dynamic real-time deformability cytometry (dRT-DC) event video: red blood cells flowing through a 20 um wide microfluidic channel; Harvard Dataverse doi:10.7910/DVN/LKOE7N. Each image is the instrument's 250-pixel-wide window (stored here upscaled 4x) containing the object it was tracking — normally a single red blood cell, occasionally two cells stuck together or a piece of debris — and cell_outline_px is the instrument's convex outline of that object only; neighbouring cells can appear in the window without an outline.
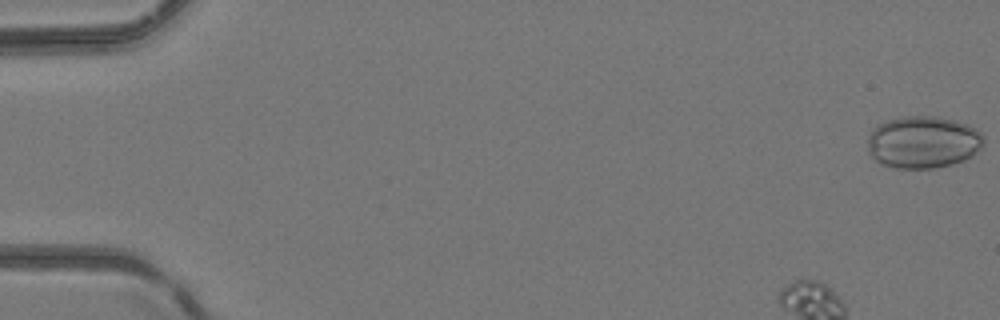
{"species": "common noctule bat (a hibernating species)", "species_latin": "Nyctalus noctula", "temperature_condition": "room temperature", "stored_images_in_passage": 49, "segment_of_instrument_passage": [1, 2], "camera_frame_rate_fps": 3000, "um_per_image_px": 0.085, "animal": {"sex": "female", "body_mass_g": 24.6, "forearm_length_mm": 56.2}, "frame": {"image": 1, "passage_image": 1, "time_ms": 0.0, "image_size_px": [1000, 320], "cell_outline_px": [[984, 144], [972, 156], [948, 164], [932, 168], [896, 168], [880, 164], [868, 152], [868, 136], [872, 128], [888, 120], [908, 116], [940, 116], [956, 120], [968, 124], [976, 128], [984, 136]], "centroid_in_image_um": [78.46, 12.06], "position_along_channel_um": 6.5, "area_um2": 35.37}}